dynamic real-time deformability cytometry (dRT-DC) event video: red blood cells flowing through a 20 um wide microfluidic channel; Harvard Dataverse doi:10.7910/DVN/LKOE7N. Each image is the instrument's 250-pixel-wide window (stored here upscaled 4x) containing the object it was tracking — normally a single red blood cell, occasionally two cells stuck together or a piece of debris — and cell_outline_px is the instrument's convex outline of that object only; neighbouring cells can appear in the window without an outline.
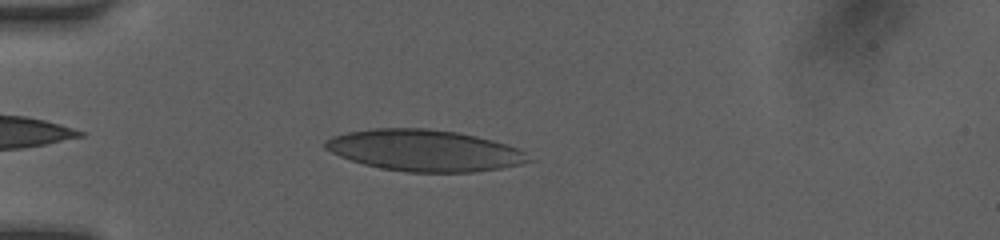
{"species": "human", "species_latin": "Homo sapiens", "temperature_condition": "room temperature", "stored_images_in_passage": 35, "camera_frame_rate_fps": 3000, "um_per_image_px": 0.085, "donor": {"sex": "female"}, "frame": {"image": 1, "passage_image": 3, "time_ms": 0.667, "image_size_px": [1000, 240], "cell_outline_px": [[536, 160], [520, 164], [500, 168], [472, 172], [408, 172], [380, 168], [364, 164], [340, 156], [324, 148], [324, 140], [332, 136], [348, 132], [376, 128], [428, 128], [456, 132], [476, 136], [492, 140], [516, 148], [524, 152]], "centroid_in_image_um": [36.07, 12.79], "position_along_channel_um": 48.9, "area_um2": 48.9}}
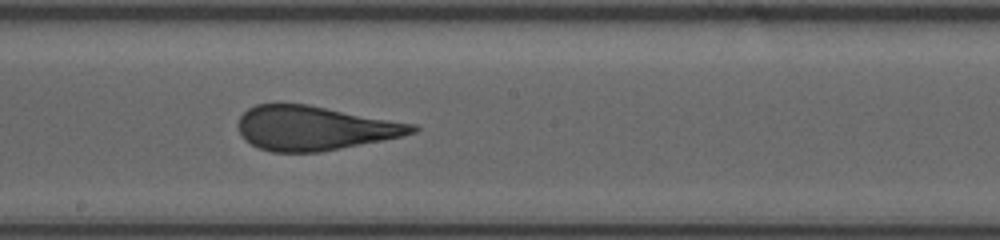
{"frame": {"image": 2, "passage_image": 17, "time_ms": 5.333, "image_size_px": [1000, 240], "cell_outline_px": [[420, 128], [416, 132], [404, 136], [320, 152], [272, 152], [260, 148], [244, 140], [236, 124], [240, 116], [248, 108], [256, 104], [308, 104], [416, 124]], "centroid_in_image_um": [26.73, 10.88], "position_along_channel_um": 221.5, "area_um2": 45.03}}
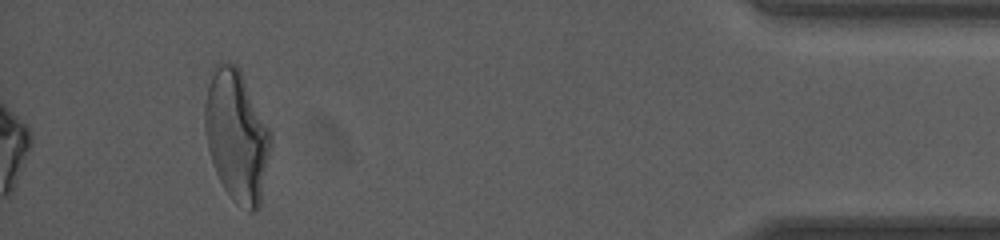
{"frame": {"image": 3, "passage_image": 35, "time_ms": 11.333, "image_size_px": [1000, 240], "cell_outline_px": [[272, 148], [260, 204], [256, 212], [248, 212], [236, 204], [232, 200], [224, 188], [212, 164], [208, 148], [204, 124], [204, 104], [208, 72], [212, 64], [220, 60], [236, 64], [240, 68], [272, 132]], "centroid_in_image_um": [20.11, 11.48], "position_along_channel_um": 415.1, "area_um2": 52.02}, "authors_computed_cell_mechanics": {"area_um2": 45.8354, "velocity_mm_per_s": 4.1818, "shape_relaxation_time_tau1_ms": 7.7085, "shape_relaxation_time_tau2_ms": 0.7411, "deformation_change_tau1": 0.2242, "deformation_change_tau2": 0.0952}}